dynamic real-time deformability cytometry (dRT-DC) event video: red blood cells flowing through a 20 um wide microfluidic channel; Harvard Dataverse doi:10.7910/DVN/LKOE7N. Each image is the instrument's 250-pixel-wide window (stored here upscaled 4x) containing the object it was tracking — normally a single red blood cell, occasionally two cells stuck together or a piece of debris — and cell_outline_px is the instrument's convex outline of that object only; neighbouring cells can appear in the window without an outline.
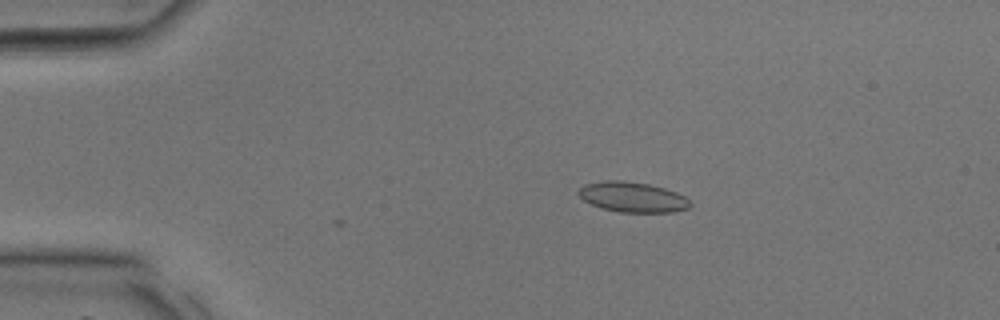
{"species": "common noctule bat (a hibernating species)", "species_latin": "Nyctalus noctula", "temperature_condition": "room temperature", "stored_images_in_passage": 10, "camera_frame_rate_fps": 3000, "um_per_image_px": 0.085, "animal": {"sex": "male", "body_mass_g": 17.9, "forearm_length_mm": 54.2}, "frame": {"image": 1, "passage_image": 6, "time_ms": 1.667, "image_size_px": [1000, 320], "cell_outline_px": [[692, 204], [688, 208], [676, 212], [620, 212], [600, 208], [584, 200], [576, 192], [584, 184], [604, 180], [624, 180], [648, 184], [664, 188], [676, 192], [684, 196]], "centroid_in_image_um": [53.75, 16.75], "position_along_channel_um": 31.2, "area_um2": 19.71}}